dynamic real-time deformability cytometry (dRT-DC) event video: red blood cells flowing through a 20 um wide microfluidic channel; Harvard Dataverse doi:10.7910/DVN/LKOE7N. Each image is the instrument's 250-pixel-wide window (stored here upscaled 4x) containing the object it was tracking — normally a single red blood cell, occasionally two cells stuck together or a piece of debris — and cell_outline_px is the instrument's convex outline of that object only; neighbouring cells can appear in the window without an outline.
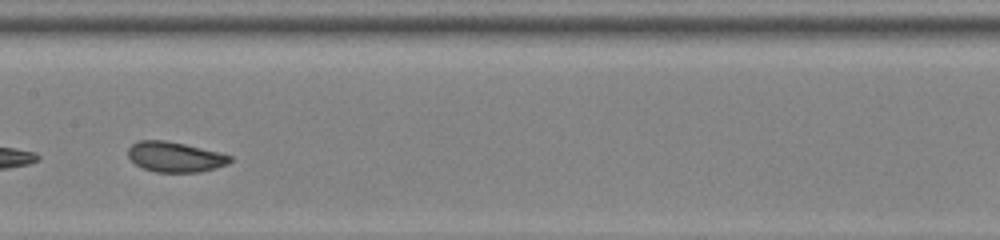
{"species": "common noctule bat (a hibernating species)", "species_latin": "Nyctalus noctula", "temperature_condition": "room temperature", "stored_images_in_passage": 21, "camera_frame_rate_fps": 3000, "um_per_image_px": 0.085, "animal": {"sex": "female", "body_mass_g": 22.0, "forearm_length_mm": 56.7}, "frame": {"image": 1, "passage_image": 15, "time_ms": 4.667, "image_size_px": [1000, 240], "cell_outline_px": [[232, 160], [228, 164], [216, 168], [200, 172], [156, 172], [144, 168], [136, 164], [128, 156], [128, 148], [132, 144], [140, 140], [164, 140], [184, 144], [220, 152], [232, 156]], "centroid_in_image_um": [14.9, 13.34], "position_along_channel_um": 192.5, "area_um2": 17.92}}
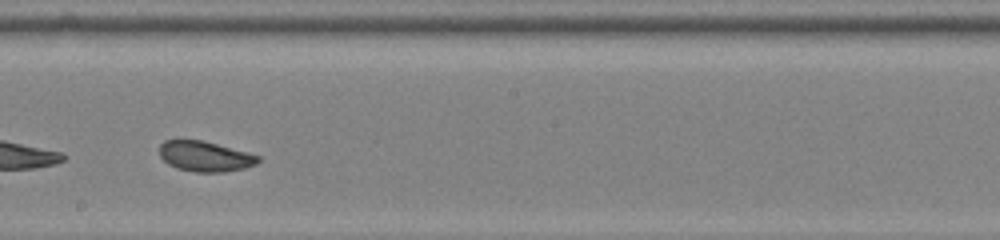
{"frame": {"image": 2, "passage_image": 18, "time_ms": 5.667, "image_size_px": [1000, 240], "cell_outline_px": [[260, 160], [256, 164], [244, 168], [224, 172], [196, 172], [176, 168], [168, 164], [160, 156], [160, 144], [164, 140], [204, 140], [248, 152], [260, 156]], "centroid_in_image_um": [17.44, 13.28], "position_along_channel_um": 230.8, "area_um2": 17.51}}